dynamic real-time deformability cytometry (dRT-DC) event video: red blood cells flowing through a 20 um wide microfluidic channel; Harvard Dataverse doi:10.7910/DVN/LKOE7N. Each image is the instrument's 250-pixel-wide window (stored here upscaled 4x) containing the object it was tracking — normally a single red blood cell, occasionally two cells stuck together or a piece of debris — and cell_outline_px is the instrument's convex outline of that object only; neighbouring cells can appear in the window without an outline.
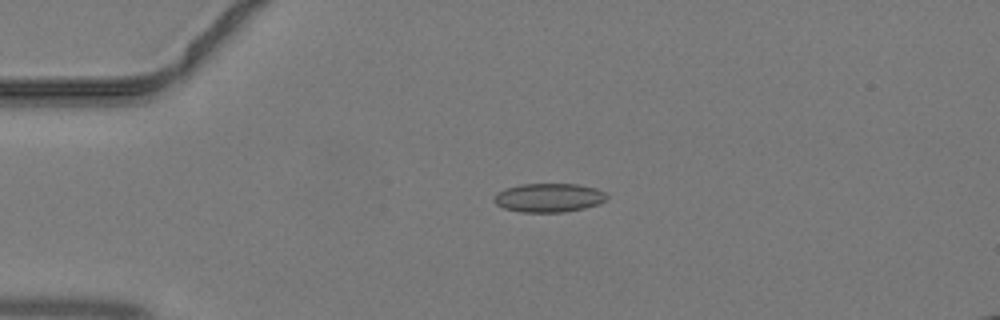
{"species": "common noctule bat (a hibernating species)", "species_latin": "Nyctalus noctula", "temperature_condition": "warm", "stored_images_in_passage": 9, "camera_frame_rate_fps": 3000, "um_per_image_px": 0.085, "animal": {"sex": "male", "body_mass_g": 19.2, "forearm_length_mm": 51.8}, "frame": {"image": 1, "passage_image": 1, "time_ms": 0.0, "image_size_px": [1000, 320], "cell_outline_px": [[608, 196], [604, 200], [596, 204], [584, 208], [564, 212], [520, 212], [504, 208], [496, 204], [492, 200], [496, 192], [504, 188], [520, 184], [576, 184], [596, 188], [604, 192]], "centroid_in_image_um": [46.59, 16.8], "position_along_channel_um": 38.4, "area_um2": 18.96}}
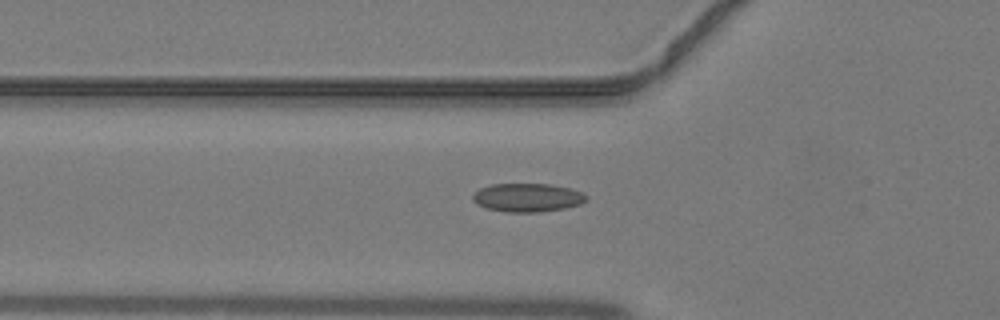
{"frame": {"image": 2, "passage_image": 6, "time_ms": 1.667, "image_size_px": [1000, 320], "cell_outline_px": [[588, 200], [580, 204], [564, 208], [540, 212], [504, 212], [488, 208], [476, 204], [472, 200], [472, 196], [480, 188], [492, 184], [552, 184], [568, 188], [580, 192], [588, 196]], "centroid_in_image_um": [44.83, 16.79], "position_along_channel_um": 81.0, "area_um2": 18.84}}
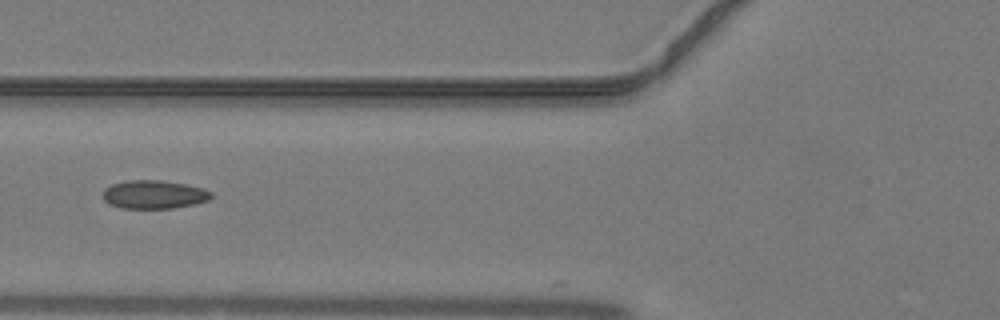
{"frame": {"image": 3, "passage_image": 8, "time_ms": 2.333, "image_size_px": [1000, 320], "cell_outline_px": [[212, 196], [208, 200], [192, 204], [172, 208], [120, 208], [108, 204], [104, 200], [104, 188], [112, 184], [124, 180], [160, 180], [184, 184], [204, 188], [212, 192]], "centroid_in_image_um": [13.06, 16.52], "position_along_channel_um": 112.7, "area_um2": 17.92}}